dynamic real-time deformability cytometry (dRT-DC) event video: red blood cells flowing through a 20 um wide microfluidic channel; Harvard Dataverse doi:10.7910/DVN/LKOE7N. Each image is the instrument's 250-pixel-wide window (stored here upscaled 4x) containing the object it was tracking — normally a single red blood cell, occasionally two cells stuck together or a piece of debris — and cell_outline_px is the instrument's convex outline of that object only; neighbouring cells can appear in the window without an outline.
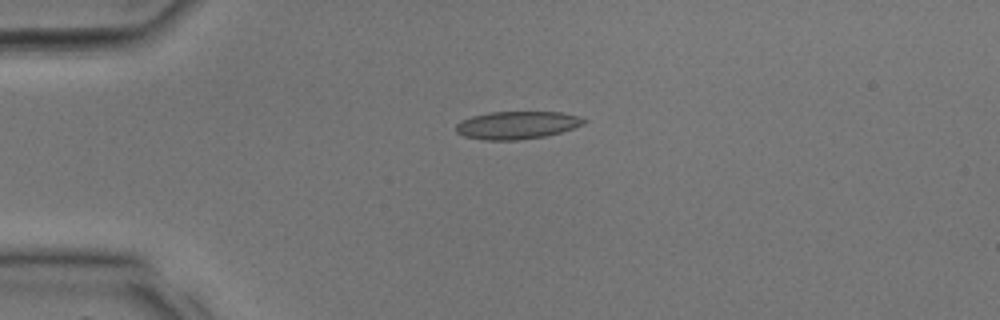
{"species": "common noctule bat (a hibernating species)", "species_latin": "Nyctalus noctula", "temperature_condition": "room temperature", "stored_images_in_passage": 25, "camera_frame_rate_fps": 3000, "um_per_image_px": 0.085, "animal": {"sex": "male", "body_mass_g": 17.9, "forearm_length_mm": 54.2}, "frame": {"image": 1, "passage_image": 1, "time_ms": 0.0, "image_size_px": [1000, 320], "cell_outline_px": [[588, 120], [584, 124], [560, 132], [544, 136], [516, 140], [484, 140], [464, 136], [456, 132], [456, 124], [460, 120], [472, 116], [488, 112], [560, 112], [580, 116]], "centroid_in_image_um": [43.92, 10.63], "position_along_channel_um": 41.1, "area_um2": 20.69}}
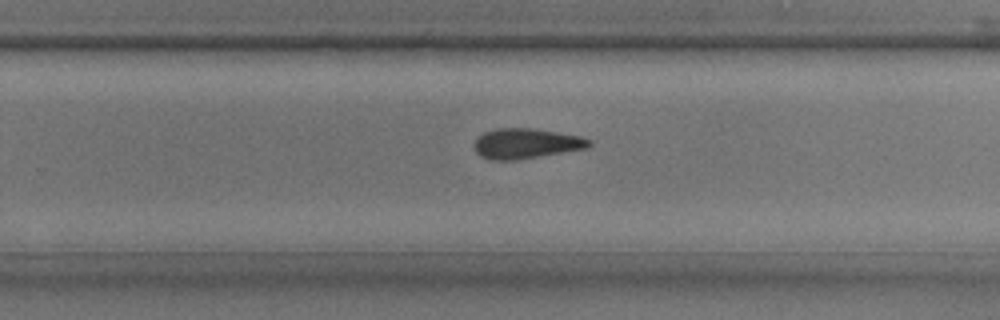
{"frame": {"image": 2, "passage_image": 14, "time_ms": 4.333, "image_size_px": [1000, 320], "cell_outline_px": [[592, 144], [588, 148], [516, 160], [488, 160], [480, 156], [476, 152], [476, 140], [484, 132], [500, 128], [532, 128], [580, 136], [592, 140]], "centroid_in_image_um": [44.75, 12.21], "position_along_channel_um": 285.1, "area_um2": 20.06}}
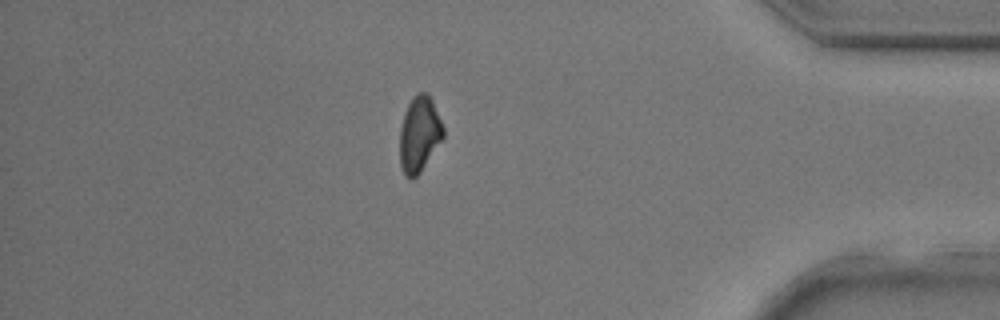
{"frame": {"image": 3, "passage_image": 21, "time_ms": 6.667, "image_size_px": [1000, 320], "cell_outline_px": [[444, 136], [420, 172], [412, 180], [408, 180], [404, 176], [400, 164], [400, 128], [404, 112], [412, 96], [420, 92], [428, 92], [432, 100], [444, 128]], "centroid_in_image_um": [35.62, 11.41], "position_along_channel_um": 399.6, "area_um2": 19.25}}